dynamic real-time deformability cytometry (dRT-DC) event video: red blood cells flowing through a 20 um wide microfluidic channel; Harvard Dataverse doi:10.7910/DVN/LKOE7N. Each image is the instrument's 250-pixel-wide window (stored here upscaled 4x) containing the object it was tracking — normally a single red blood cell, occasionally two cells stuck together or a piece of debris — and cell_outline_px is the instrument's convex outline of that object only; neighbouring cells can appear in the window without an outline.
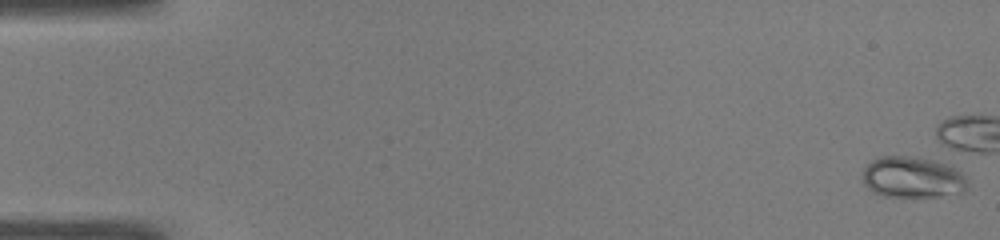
{"species": "common noctule bat (a hibernating species)", "species_latin": "Nyctalus noctula", "temperature_condition": "warm", "stored_images_in_passage": 9, "camera_frame_rate_fps": 3000, "um_per_image_px": 0.085, "animal": {"sex": "male", "body_mass_g": 19.0, "forearm_length_mm": 50.8}, "frame": {"image": 1, "passage_image": 1, "time_ms": 0.0, "image_size_px": [1000, 240], "cell_outline_px": [[968, 188], [964, 192], [940, 196], [884, 196], [872, 192], [864, 184], [864, 168], [872, 160], [880, 156], [908, 156], [932, 160], [956, 168], [968, 180]], "centroid_in_image_um": [77.58, 15.08], "position_along_channel_um": 7.4, "area_um2": 25.03}}